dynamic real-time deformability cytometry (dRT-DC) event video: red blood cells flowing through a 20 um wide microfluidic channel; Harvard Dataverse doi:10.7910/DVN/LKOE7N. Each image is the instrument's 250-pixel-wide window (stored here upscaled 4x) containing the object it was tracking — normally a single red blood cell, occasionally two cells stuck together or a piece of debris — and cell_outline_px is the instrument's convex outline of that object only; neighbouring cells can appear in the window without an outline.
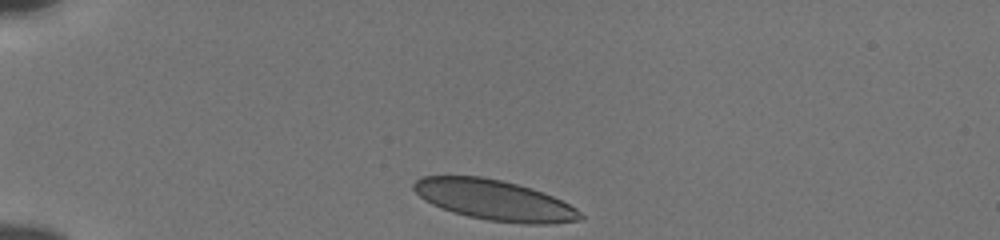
{"species": "human", "species_latin": "Homo sapiens", "temperature_condition": "cold", "stored_images_in_passage": 34, "camera_frame_rate_fps": 3000, "um_per_image_px": 0.085, "donor": {"sex": "male"}, "frame": {"image": 1, "passage_image": 1, "time_ms": 0.0, "image_size_px": [1000, 240], "cell_outline_px": [[584, 220], [552, 224], [524, 224], [488, 220], [468, 216], [440, 208], [424, 200], [412, 188], [412, 184], [416, 180], [424, 176], [480, 176], [500, 180], [516, 184], [552, 196], [576, 208], [584, 216]], "centroid_in_image_um": [42.03, 17.02], "position_along_channel_um": 43.0, "area_um2": 38.96}}
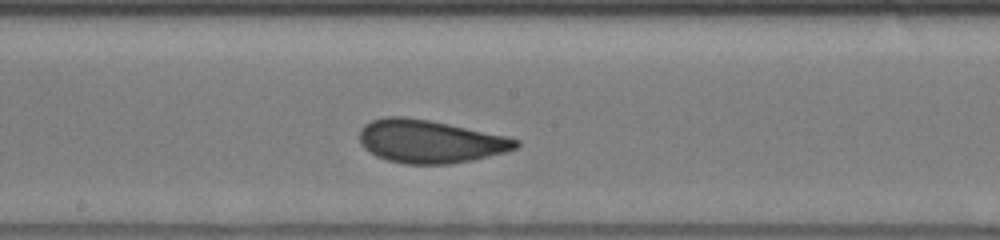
{"frame": {"image": 2, "passage_image": 18, "time_ms": 5.667, "image_size_px": [1000, 240], "cell_outline_px": [[520, 144], [516, 148], [504, 152], [472, 160], [448, 164], [404, 164], [388, 160], [376, 156], [364, 148], [360, 144], [360, 128], [364, 124], [372, 120], [384, 116], [404, 116], [428, 120], [508, 136], [520, 140]], "centroid_in_image_um": [36.52, 12.01], "position_along_channel_um": 211.7, "area_um2": 39.25}}
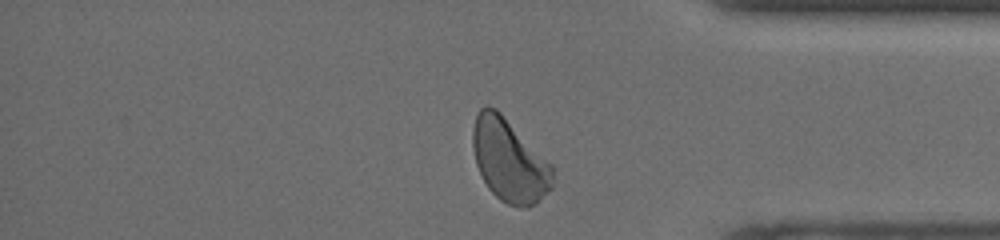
{"frame": {"image": 3, "passage_image": 33, "time_ms": 10.667, "image_size_px": [1000, 240], "cell_outline_px": [[552, 188], [540, 200], [528, 208], [508, 204], [500, 200], [488, 188], [476, 164], [472, 148], [472, 128], [476, 116], [480, 108], [496, 108], [552, 164]], "centroid_in_image_um": [43.29, 13.65], "position_along_channel_um": 391.9, "area_um2": 38.26}, "authors_computed_cell_mechanics": {"area_um2": 38.9283, "velocity_mm_per_s": 3.8058, "shape_relaxation_time_tau1_ms": 3.3675, "shape_relaxation_time_tau2_ms": 0.8781, "deformation_change_tau1": 0.1263, "deformation_change_tau2": 0.0705}}